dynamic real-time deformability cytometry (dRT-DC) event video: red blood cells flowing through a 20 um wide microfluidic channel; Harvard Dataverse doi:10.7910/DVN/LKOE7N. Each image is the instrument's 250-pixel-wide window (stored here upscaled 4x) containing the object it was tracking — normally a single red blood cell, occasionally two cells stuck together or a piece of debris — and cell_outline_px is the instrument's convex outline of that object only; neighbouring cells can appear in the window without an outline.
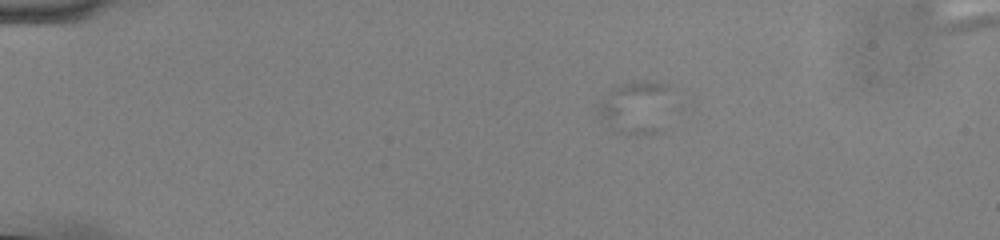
{"species": "common noctule bat (a hibernating species)", "species_latin": "Nyctalus noctula", "temperature_condition": "cold", "stored_images_in_passage": 46, "camera_frame_rate_fps": 3000, "um_per_image_px": 0.085, "animal": {"sex": "male", "body_mass_g": 13.0, "forearm_length_mm": 53.1}, "frame": {"image": 1, "passage_image": 1, "time_ms": 0.0, "image_size_px": [1000, 240], "cell_outline_px": [[668, 88], [656, 132], [628, 136], [616, 132], [608, 128], [596, 112], [596, 108], [600, 100], [612, 88], [624, 84], [644, 80], [660, 80], [668, 84]], "centroid_in_image_um": [53.86, 9.11], "position_along_channel_um": 31.1, "area_um2": 21.73}}
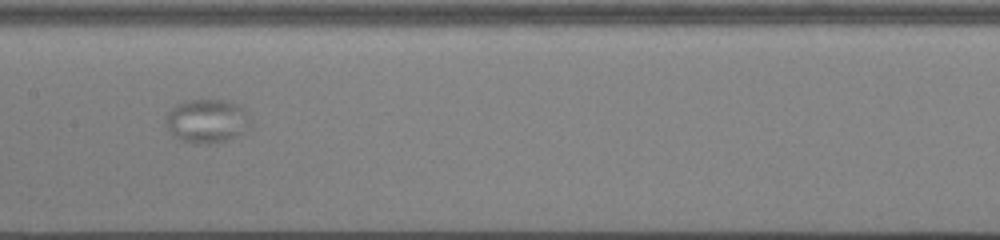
{"frame": {"image": 2, "passage_image": 20, "time_ms": 6.333, "image_size_px": [1000, 240], "cell_outline_px": [[252, 128], [228, 140], [216, 144], [196, 144], [180, 140], [168, 128], [164, 120], [168, 112], [176, 104], [184, 100], [228, 100], [244, 108], [252, 124]], "centroid_in_image_um": [17.62, 10.29], "position_along_channel_um": 189.8, "area_um2": 21.96}}
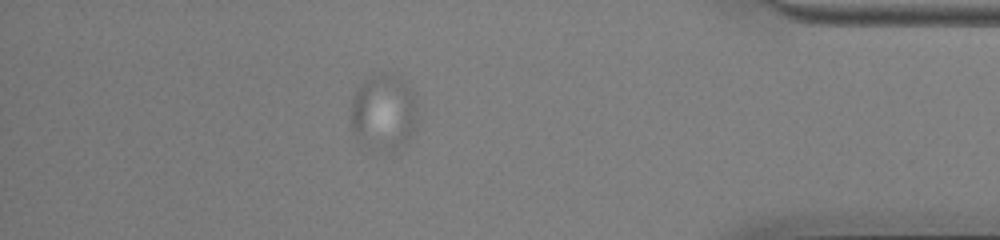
{"frame": {"image": 3, "passage_image": 40, "time_ms": 13.0, "image_size_px": [1000, 240], "cell_outline_px": [[416, 120], [408, 136], [396, 156], [364, 144], [356, 136], [352, 128], [352, 96], [356, 88], [364, 80], [372, 76], [396, 76], [412, 92], [416, 116]], "centroid_in_image_um": [32.57, 9.62], "position_along_channel_um": 402.6, "area_um2": 28.73}}